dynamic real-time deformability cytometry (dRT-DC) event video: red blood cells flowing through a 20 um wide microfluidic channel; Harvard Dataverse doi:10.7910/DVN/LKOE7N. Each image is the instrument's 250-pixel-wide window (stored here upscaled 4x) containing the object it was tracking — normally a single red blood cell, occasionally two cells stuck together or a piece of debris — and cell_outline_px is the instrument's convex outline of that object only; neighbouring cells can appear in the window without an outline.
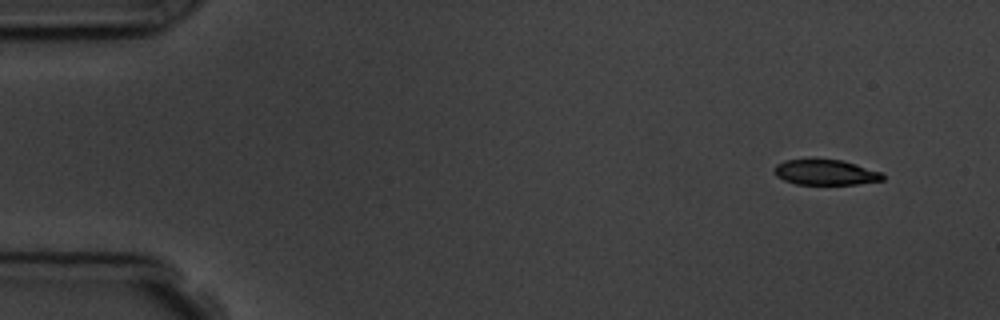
{"species": "common noctule bat (a hibernating species)", "species_latin": "Nyctalus noctula", "temperature_condition": "room temperature", "stored_images_in_passage": 5, "camera_frame_rate_fps": 3000, "um_per_image_px": 0.085, "animal": {"sex": "male", "body_mass_g": 19.5, "forearm_length_mm": 54.6}, "frame": {"image": 1, "passage_image": 1, "time_ms": 0.0, "image_size_px": [1000, 320], "cell_outline_px": [[884, 180], [856, 184], [796, 184], [784, 180], [776, 176], [772, 172], [772, 168], [776, 164], [784, 160], [816, 156], [844, 160], [884, 172]], "centroid_in_image_um": [70.13, 14.59], "position_along_channel_um": 14.9, "area_um2": 17.05}}